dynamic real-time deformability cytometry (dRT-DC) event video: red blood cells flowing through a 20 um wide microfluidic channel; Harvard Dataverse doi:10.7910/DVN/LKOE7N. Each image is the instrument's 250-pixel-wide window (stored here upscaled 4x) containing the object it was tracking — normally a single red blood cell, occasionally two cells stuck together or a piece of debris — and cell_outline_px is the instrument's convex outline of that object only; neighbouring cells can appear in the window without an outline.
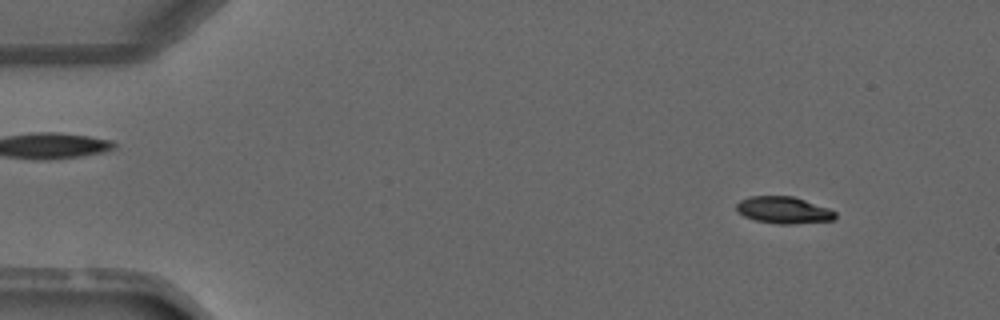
{"species": "common noctule bat (a hibernating species)", "species_latin": "Nyctalus noctula", "temperature_condition": "warm", "stored_images_in_passage": 4, "camera_frame_rate_fps": 3000, "um_per_image_px": 0.085, "animal": {"sex": "male", "forearm_length_mm": 52.5}, "frame": {"image": 1, "passage_image": 1, "time_ms": 0.0, "image_size_px": [1000, 320], "cell_outline_px": [[836, 216], [832, 220], [788, 224], [780, 224], [756, 220], [744, 216], [736, 208], [736, 204], [740, 200], [752, 196], [792, 196], [828, 208], [836, 212]], "centroid_in_image_um": [66.6, 17.85], "position_along_channel_um": 18.4, "area_um2": 15.14}}
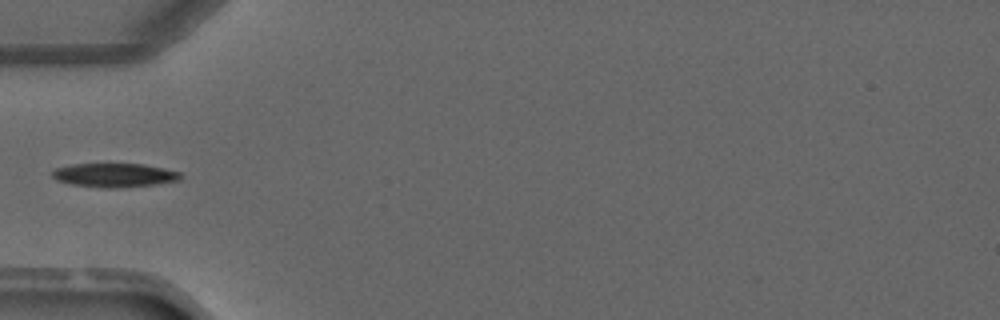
{"frame": {"image": 2, "passage_image": 4, "time_ms": 3.333, "image_size_px": [1000, 320], "cell_outline_px": [[184, 176], [180, 180], [156, 184], [120, 188], [104, 188], [72, 184], [56, 180], [52, 176], [52, 172], [56, 168], [72, 164], [108, 160], [144, 164], [164, 168], [180, 172]], "centroid_in_image_um": [9.73, 14.83], "position_along_channel_um": 75.3, "area_um2": 18.96}}